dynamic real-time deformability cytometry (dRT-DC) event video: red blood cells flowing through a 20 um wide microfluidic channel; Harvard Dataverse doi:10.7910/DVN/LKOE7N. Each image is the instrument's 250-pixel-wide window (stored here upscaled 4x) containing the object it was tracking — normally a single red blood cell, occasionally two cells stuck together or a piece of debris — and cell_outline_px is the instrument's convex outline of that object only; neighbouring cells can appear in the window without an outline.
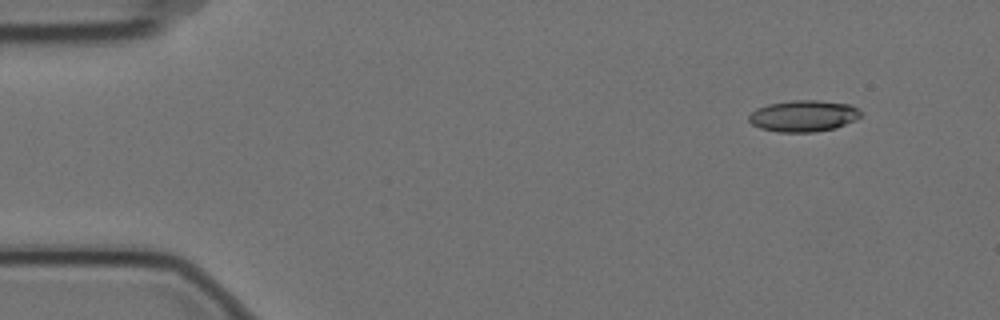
{"species": "Egyptian fruit bat (a non-hibernating species)", "species_latin": "Rousettus aegyptiacus", "temperature_condition": "cold", "stored_images_in_passage": 5, "camera_frame_rate_fps": 3000, "um_per_image_px": 0.085, "animal": {"sex": "female"}, "frame": {"image": 1, "passage_image": 2, "time_ms": 0.333, "image_size_px": [1000, 320], "cell_outline_px": [[860, 116], [856, 120], [836, 128], [816, 132], [776, 132], [760, 128], [752, 124], [748, 120], [748, 116], [756, 108], [768, 104], [792, 100], [816, 100], [852, 104], [860, 112]], "centroid_in_image_um": [68.29, 9.86], "position_along_channel_um": 16.7, "area_um2": 20.63}}
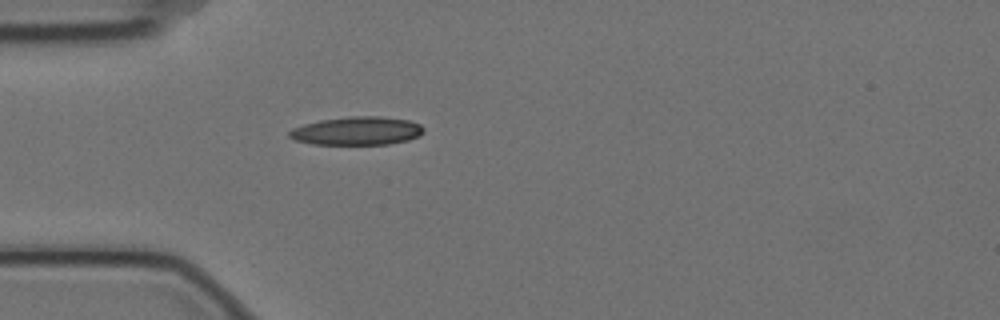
{"frame": {"image": 2, "passage_image": 5, "time_ms": 1.333, "image_size_px": [1000, 320], "cell_outline_px": [[424, 132], [408, 140], [388, 144], [312, 144], [296, 140], [288, 136], [288, 132], [292, 128], [304, 124], [320, 120], [348, 116], [380, 116], [408, 120], [420, 124], [424, 128]], "centroid_in_image_um": [30.33, 11.12], "position_along_channel_um": 54.7, "area_um2": 22.14}}